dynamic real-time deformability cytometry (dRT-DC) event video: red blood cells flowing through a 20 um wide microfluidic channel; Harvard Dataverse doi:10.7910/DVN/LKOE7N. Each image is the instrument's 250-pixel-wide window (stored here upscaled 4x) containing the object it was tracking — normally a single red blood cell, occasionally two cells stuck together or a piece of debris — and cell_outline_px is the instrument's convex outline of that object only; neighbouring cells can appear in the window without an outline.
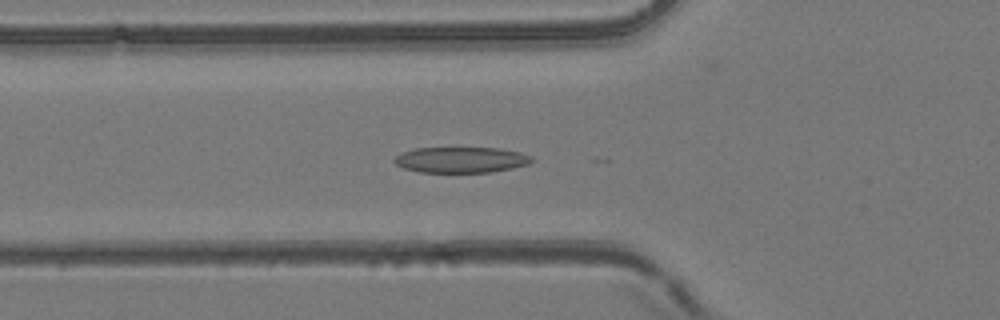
{"species": "common noctule bat (a hibernating species)", "species_latin": "Nyctalus noctula", "temperature_condition": "room temperature", "stored_images_in_passage": 49, "camera_frame_rate_fps": 3000, "um_per_image_px": 0.085, "animal": {"sex": "female", "body_mass_g": 24.6, "forearm_length_mm": 56.2}, "frame": {"image": 1, "passage_image": 15, "time_ms": 4.667, "image_size_px": [1000, 320], "cell_outline_px": [[536, 160], [528, 164], [512, 168], [492, 172], [420, 172], [404, 168], [396, 164], [392, 160], [400, 152], [416, 148], [500, 148], [520, 152], [532, 156]], "centroid_in_image_um": [39.2, 13.58], "position_along_channel_um": 86.6, "area_um2": 20.75}}
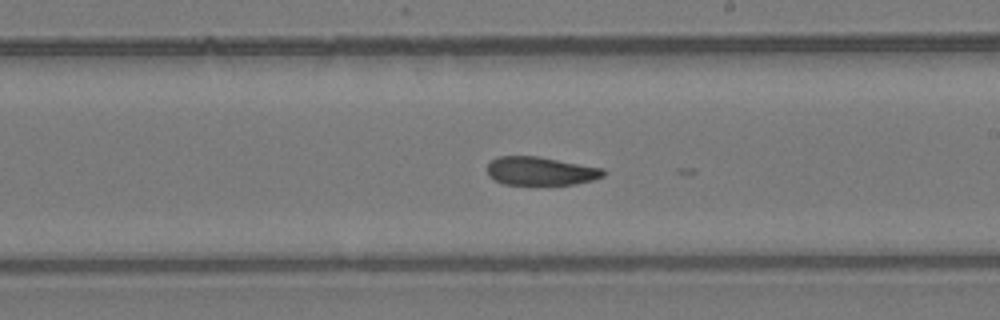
{"frame": {"image": 2, "passage_image": 27, "time_ms": 8.667, "image_size_px": [1000, 320], "cell_outline_px": [[604, 176], [592, 180], [576, 184], [504, 184], [488, 176], [488, 164], [492, 160], [500, 156], [536, 156], [604, 168]], "centroid_in_image_um": [45.96, 14.53], "position_along_channel_um": 243.0, "area_um2": 19.02}}
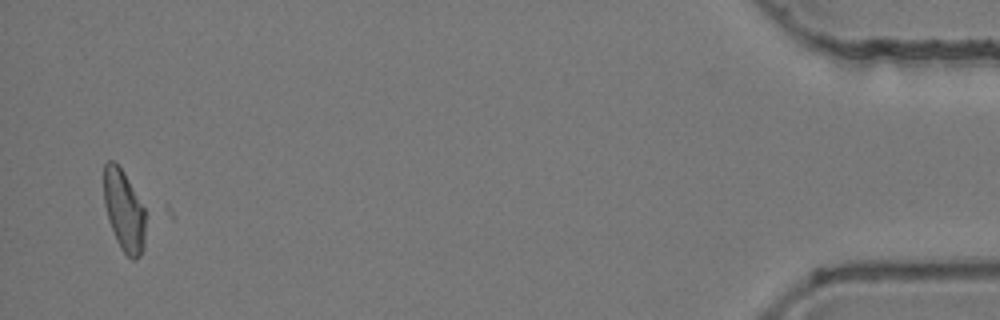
{"frame": {"image": 3, "passage_image": 48, "time_ms": 15.667, "image_size_px": [1000, 320], "cell_outline_px": [[144, 248], [140, 256], [136, 260], [132, 260], [120, 248], [116, 240], [108, 220], [104, 204], [104, 164], [108, 160], [112, 160], [120, 168], [144, 208]], "centroid_in_image_um": [10.52, 17.96], "position_along_channel_um": 424.7, "area_um2": 19.36}}